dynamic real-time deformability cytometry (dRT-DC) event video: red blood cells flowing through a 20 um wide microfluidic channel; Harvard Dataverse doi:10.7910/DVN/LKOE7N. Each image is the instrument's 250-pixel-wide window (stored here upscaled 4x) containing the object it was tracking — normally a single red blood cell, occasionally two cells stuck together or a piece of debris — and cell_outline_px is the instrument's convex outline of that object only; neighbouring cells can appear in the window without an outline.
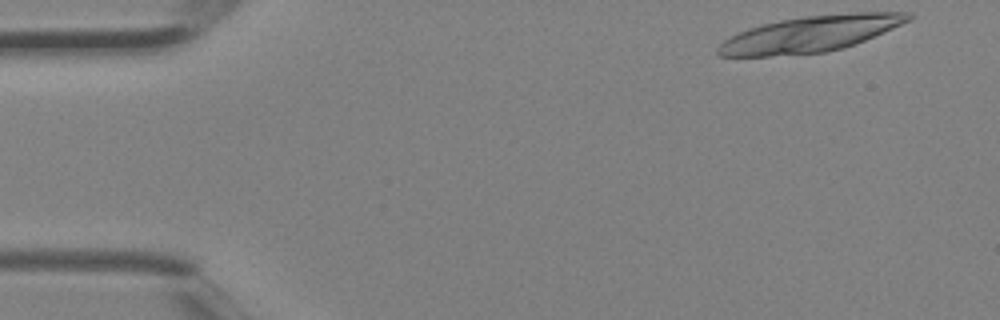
{"species": "Egyptian fruit bat (a non-hibernating species)", "species_latin": "Rousettus aegyptiacus", "temperature_condition": "room temperature", "stored_images_in_passage": 4, "camera_frame_rate_fps": 3000, "um_per_image_px": 0.085, "animal": {"sex": "female"}, "frame": {"image": 1, "passage_image": 1, "time_ms": 0.0, "image_size_px": [1000, 320], "cell_outline_px": [[916, 16], [912, 20], [864, 40], [844, 48], [828, 52], [768, 56], [720, 56], [716, 52], [716, 48], [724, 40], [748, 28], [780, 20], [804, 16], [860, 12], [912, 12]], "centroid_in_image_um": [68.93, 2.88], "position_along_channel_um": 16.1, "area_um2": 39.77}}